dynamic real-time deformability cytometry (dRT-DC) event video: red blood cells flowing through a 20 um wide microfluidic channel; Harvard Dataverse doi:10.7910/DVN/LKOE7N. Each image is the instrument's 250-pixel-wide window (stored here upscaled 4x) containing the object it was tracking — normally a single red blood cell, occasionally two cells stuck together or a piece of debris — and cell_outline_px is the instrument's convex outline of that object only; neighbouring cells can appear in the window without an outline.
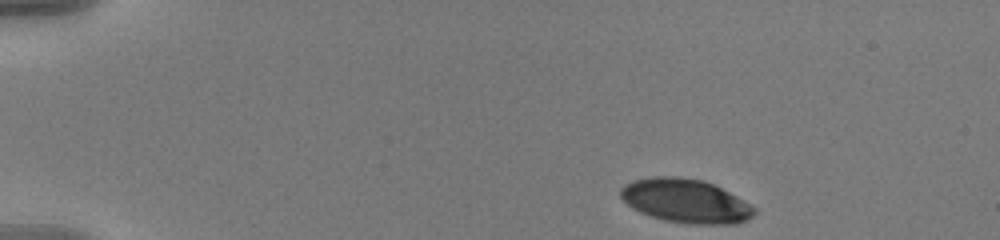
{"species": "human", "species_latin": "Homo sapiens", "temperature_condition": "warm", "stored_images_in_passage": 49, "camera_frame_rate_fps": 3000, "um_per_image_px": 0.085, "donor": {"sex": "male"}, "frame": {"image": 1, "passage_image": 1, "time_ms": 0.0, "image_size_px": [1000, 240], "cell_outline_px": [[756, 212], [752, 216], [736, 224], [692, 224], [664, 220], [640, 212], [632, 208], [620, 196], [620, 188], [624, 184], [632, 180], [652, 176], [676, 176], [704, 180], [744, 200], [756, 208]], "centroid_in_image_um": [58.25, 17.07], "position_along_channel_um": 26.7, "area_um2": 34.1}}
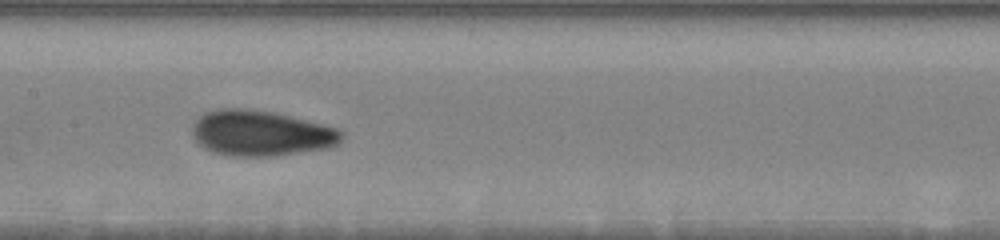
{"frame": {"image": 2, "passage_image": 22, "time_ms": 7.0, "image_size_px": [1000, 240], "cell_outline_px": [[344, 136], [340, 144], [328, 148], [272, 156], [232, 156], [212, 152], [204, 148], [192, 136], [192, 124], [200, 116], [216, 108], [252, 108], [276, 112], [340, 128], [344, 132]], "centroid_in_image_um": [22.22, 11.31], "position_along_channel_um": 185.2, "area_um2": 40.23}}
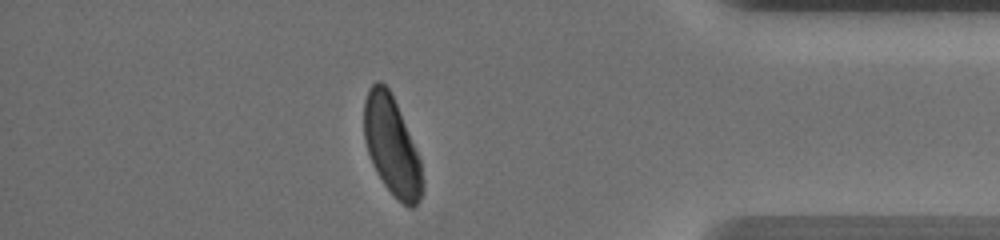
{"frame": {"image": 3, "passage_image": 42, "time_ms": 13.667, "image_size_px": [1000, 240], "cell_outline_px": [[424, 192], [420, 200], [412, 208], [408, 208], [384, 184], [376, 172], [372, 164], [364, 140], [364, 100], [368, 88], [376, 80], [380, 80], [388, 88], [396, 104], [420, 160], [424, 180]], "centroid_in_image_um": [33.29, 12.42], "position_along_channel_um": 401.9, "area_um2": 33.29}, "authors_computed_cell_mechanics": {"area_um2": 36.2406, "velocity_mm_per_s": 3.6218, "shape_relaxation_time_tau1_ms": 4.1887, "shape_relaxation_time_tau2_ms": 1.4112, "deformation_change_tau1": 0.1564, "deformation_change_tau2": 0.0605}}